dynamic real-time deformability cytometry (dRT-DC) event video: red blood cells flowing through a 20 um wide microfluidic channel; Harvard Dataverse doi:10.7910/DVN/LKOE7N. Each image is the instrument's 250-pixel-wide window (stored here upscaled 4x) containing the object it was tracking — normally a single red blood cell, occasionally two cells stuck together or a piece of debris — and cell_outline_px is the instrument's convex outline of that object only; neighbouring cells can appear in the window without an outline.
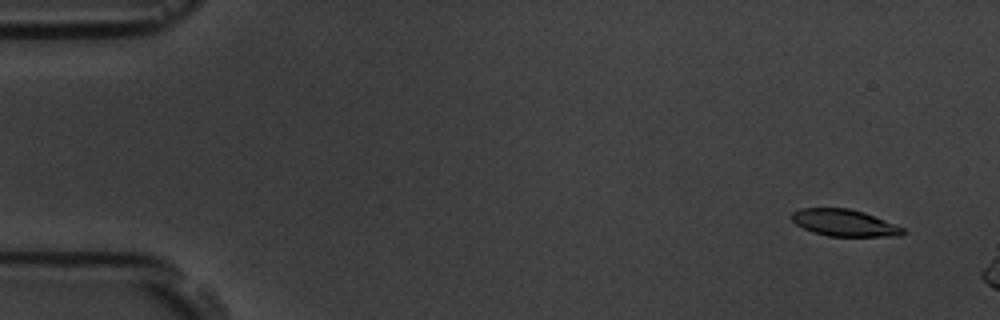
{"species": "common noctule bat (a hibernating species)", "species_latin": "Nyctalus noctula", "temperature_condition": "room temperature", "stored_images_in_passage": 6, "segment_of_instrument_passage": [2, 2], "camera_frame_rate_fps": 3000, "um_per_image_px": 0.085, "animal": {"sex": "male", "body_mass_g": 19.5, "forearm_length_mm": 54.6}, "frame": {"image": 1, "passage_image": 6, "time_ms": 1.667, "image_size_px": [1000, 320], "cell_outline_px": [[904, 232], [900, 236], [828, 236], [812, 232], [796, 224], [792, 220], [792, 212], [800, 208], [848, 208], [864, 212], [904, 228]], "centroid_in_image_um": [71.74, 18.94], "position_along_channel_um": 13.3, "area_um2": 17.22}}